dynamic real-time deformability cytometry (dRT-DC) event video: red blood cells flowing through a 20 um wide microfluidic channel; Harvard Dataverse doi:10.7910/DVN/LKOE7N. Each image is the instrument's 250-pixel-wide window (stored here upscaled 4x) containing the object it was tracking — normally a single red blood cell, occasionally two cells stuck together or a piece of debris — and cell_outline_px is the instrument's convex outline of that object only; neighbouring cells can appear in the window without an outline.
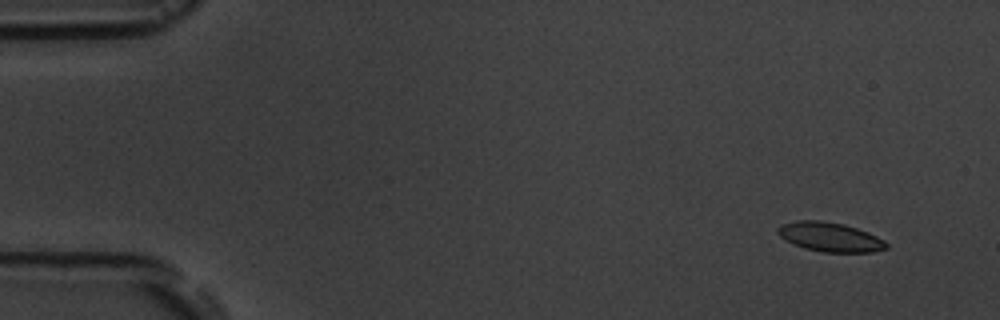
{"species": "common noctule bat (a hibernating species)", "species_latin": "Nyctalus noctula", "temperature_condition": "room temperature", "stored_images_in_passage": 17, "camera_frame_rate_fps": 3000, "um_per_image_px": 0.085, "animal": {"sex": "male", "body_mass_g": 19.5, "forearm_length_mm": 54.6}, "frame": {"image": 1, "passage_image": 2, "time_ms": 1.0, "image_size_px": [1000, 320], "cell_outline_px": [[888, 248], [872, 252], [824, 252], [804, 248], [792, 244], [780, 236], [776, 232], [776, 228], [780, 224], [796, 220], [820, 220], [844, 224], [868, 232], [884, 240], [888, 244]], "centroid_in_image_um": [70.51, 20.13], "position_along_channel_um": 14.5, "area_um2": 18.67}}
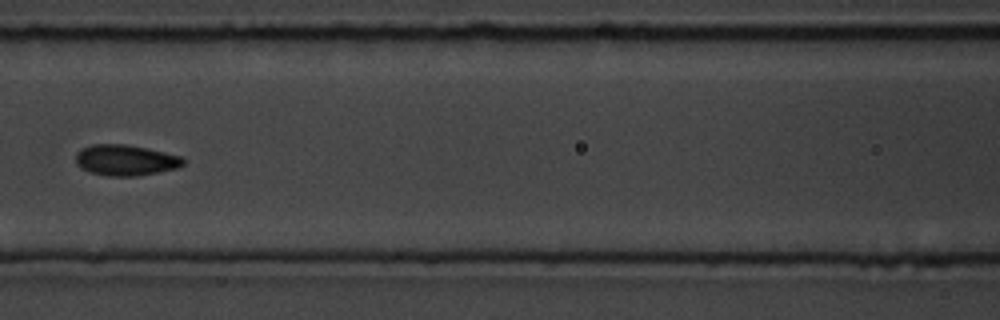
{"frame": {"image": 2, "passage_image": 8, "time_ms": 8.0, "image_size_px": [1000, 320], "cell_outline_px": [[184, 164], [176, 168], [136, 176], [108, 176], [88, 172], [80, 168], [76, 164], [76, 152], [80, 148], [92, 144], [124, 144], [144, 148], [180, 156], [184, 160]], "centroid_in_image_um": [10.59, 13.61], "position_along_channel_um": 156.0, "area_um2": 19.19}}
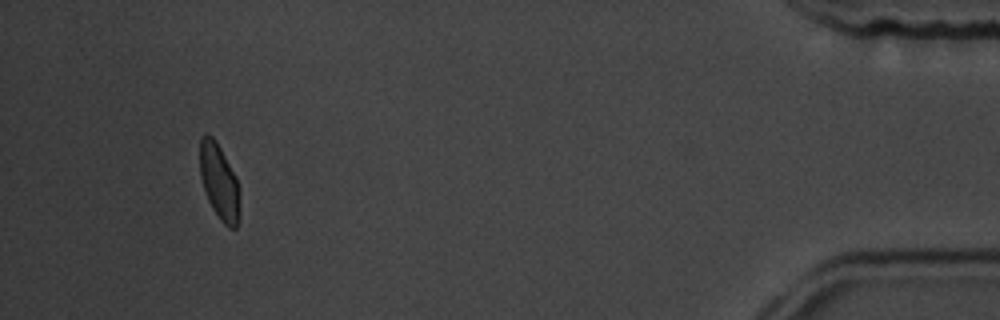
{"frame": {"image": 3, "passage_image": 16, "time_ms": 17.0, "image_size_px": [1000, 320], "cell_outline_px": [[240, 220], [236, 228], [228, 228], [220, 220], [212, 208], [208, 200], [200, 176], [200, 136], [204, 132], [208, 132], [216, 140], [236, 176], [240, 192]], "centroid_in_image_um": [18.65, 15.45], "position_along_channel_um": 416.5, "area_um2": 18.03}, "authors_computed_cell_mechanics": {"area_um2": 18.6694, "velocity_mm_per_s": 3.6745, "shape_relaxation_time_tau1_ms": 2.1575, "shape_relaxation_time_tau2_ms": null, "deformation_change_tau1": 0.0825, "deformation_change_tau2": null}}